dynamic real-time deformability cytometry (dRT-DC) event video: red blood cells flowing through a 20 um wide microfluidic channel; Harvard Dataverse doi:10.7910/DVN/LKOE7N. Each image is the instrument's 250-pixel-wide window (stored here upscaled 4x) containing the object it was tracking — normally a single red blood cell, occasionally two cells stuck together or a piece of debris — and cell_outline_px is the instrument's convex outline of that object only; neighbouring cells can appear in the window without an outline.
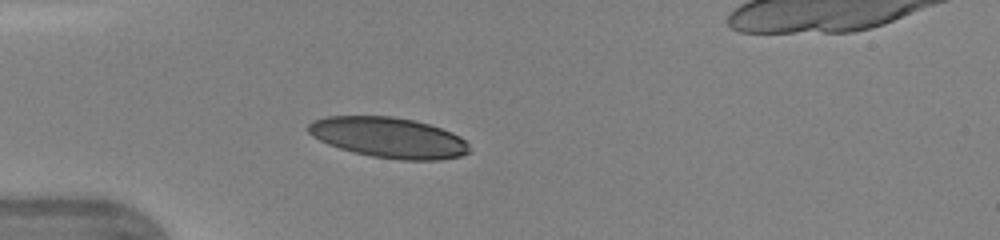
{"species": "human", "species_latin": "Homo sapiens", "temperature_condition": "warm", "stored_images_in_passage": 35, "camera_frame_rate_fps": 3000, "um_per_image_px": 0.085, "donor": {"sex": "female"}, "frame": {"image": 1, "passage_image": 1, "time_ms": 0.0, "image_size_px": [1000, 240], "cell_outline_px": [[472, 152], [460, 156], [440, 160], [400, 160], [372, 156], [352, 152], [328, 144], [312, 136], [308, 132], [308, 124], [312, 120], [328, 116], [392, 116], [416, 120], [452, 132], [460, 136], [468, 144]], "centroid_in_image_um": [33.05, 11.69], "position_along_channel_um": 51.9, "area_um2": 38.21}}
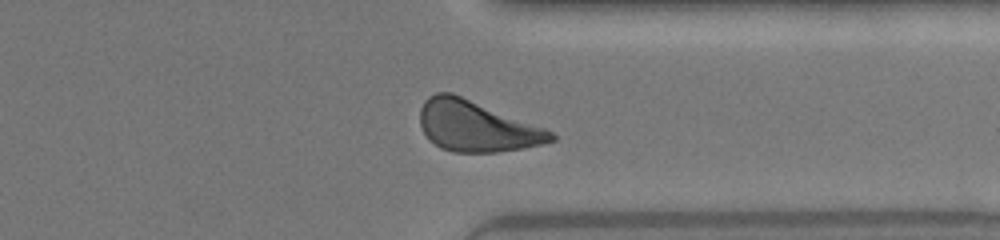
{"frame": {"image": 2, "passage_image": 24, "time_ms": 7.667, "image_size_px": [1000, 240], "cell_outline_px": [[556, 140], [540, 144], [520, 148], [496, 152], [452, 152], [440, 148], [424, 132], [420, 124], [420, 108], [424, 100], [428, 96], [436, 92], [452, 92], [544, 128], [552, 132], [556, 136]], "centroid_in_image_um": [40.47, 10.71], "position_along_channel_um": 370.9, "area_um2": 38.32}}
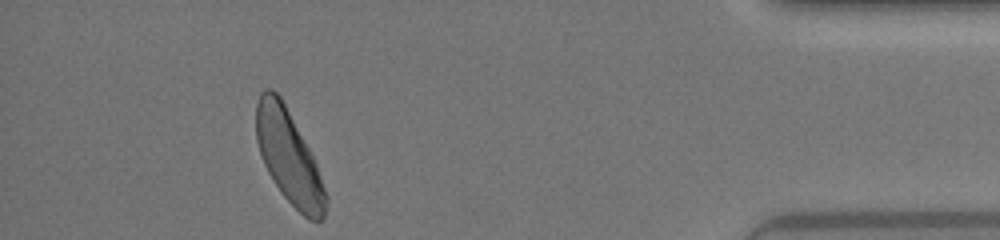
{"frame": {"image": 3, "passage_image": 30, "time_ms": 9.667, "image_size_px": [1000, 240], "cell_outline_px": [[328, 196], [324, 216], [320, 220], [308, 220], [284, 196], [268, 172], [264, 164], [256, 140], [256, 104], [260, 92], [264, 88], [272, 88], [280, 96], [308, 148], [316, 164]], "centroid_in_image_um": [24.54, 13.32], "position_along_channel_um": 410.7, "area_um2": 37.17}}